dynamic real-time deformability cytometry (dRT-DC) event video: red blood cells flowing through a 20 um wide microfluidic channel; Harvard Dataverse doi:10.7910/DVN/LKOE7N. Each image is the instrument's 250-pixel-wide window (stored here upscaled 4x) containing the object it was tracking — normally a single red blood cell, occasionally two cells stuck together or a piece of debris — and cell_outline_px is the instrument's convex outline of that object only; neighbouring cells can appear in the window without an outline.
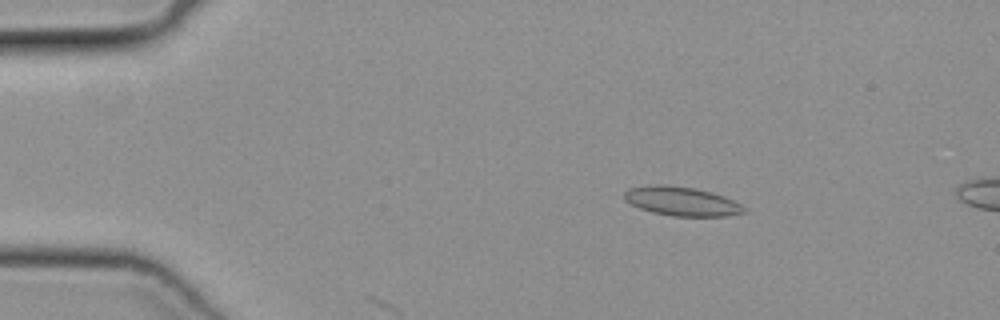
{"species": "common noctule bat (a hibernating species)", "species_latin": "Nyctalus noctula", "temperature_condition": "cold", "stored_images_in_passage": 6, "camera_frame_rate_fps": 3000, "um_per_image_px": 0.085, "animal": {"sex": "female", "body_mass_g": 19.3, "forearm_length_mm": 54.1}, "frame": {"image": 1, "passage_image": 4, "time_ms": 1.0, "image_size_px": [1000, 320], "cell_outline_px": [[748, 208], [744, 212], [728, 216], [672, 216], [652, 212], [640, 208], [624, 200], [624, 192], [628, 188], [656, 184], [664, 184], [692, 188], [724, 196]], "centroid_in_image_um": [57.92, 17.11], "position_along_channel_um": 27.1, "area_um2": 20.11}}